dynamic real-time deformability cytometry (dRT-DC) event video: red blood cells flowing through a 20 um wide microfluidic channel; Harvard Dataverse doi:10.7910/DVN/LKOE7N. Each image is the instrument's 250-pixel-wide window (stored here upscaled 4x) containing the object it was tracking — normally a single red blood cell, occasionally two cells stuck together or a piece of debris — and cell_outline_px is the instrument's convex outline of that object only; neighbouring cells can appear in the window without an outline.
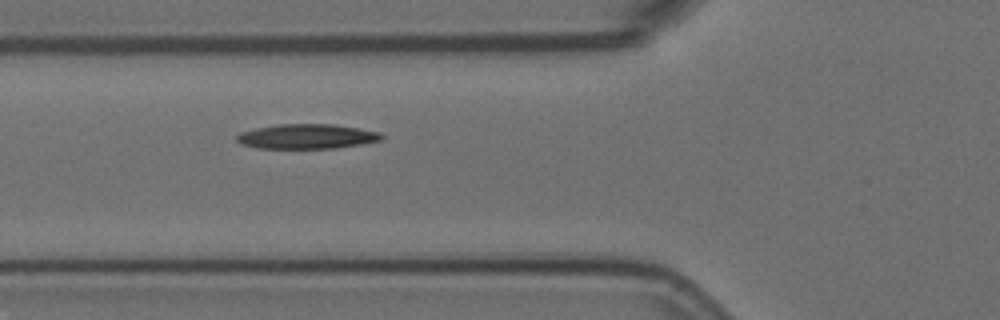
{"species": "Egyptian fruit bat (a non-hibernating species)", "species_latin": "Rousettus aegyptiacus", "temperature_condition": "room temperature", "stored_images_in_passage": 5, "camera_frame_rate_fps": 3000, "um_per_image_px": 0.085, "animal": {"sex": "female"}, "frame": {"image": 1, "passage_image": 5, "time_ms": 1.333, "image_size_px": [1000, 320], "cell_outline_px": [[384, 140], [336, 148], [256, 148], [240, 144], [236, 140], [236, 136], [240, 132], [256, 128], [276, 124], [332, 124], [380, 132], [384, 136]], "centroid_in_image_um": [26.06, 11.6], "position_along_channel_um": 99.7, "area_um2": 20.92}}